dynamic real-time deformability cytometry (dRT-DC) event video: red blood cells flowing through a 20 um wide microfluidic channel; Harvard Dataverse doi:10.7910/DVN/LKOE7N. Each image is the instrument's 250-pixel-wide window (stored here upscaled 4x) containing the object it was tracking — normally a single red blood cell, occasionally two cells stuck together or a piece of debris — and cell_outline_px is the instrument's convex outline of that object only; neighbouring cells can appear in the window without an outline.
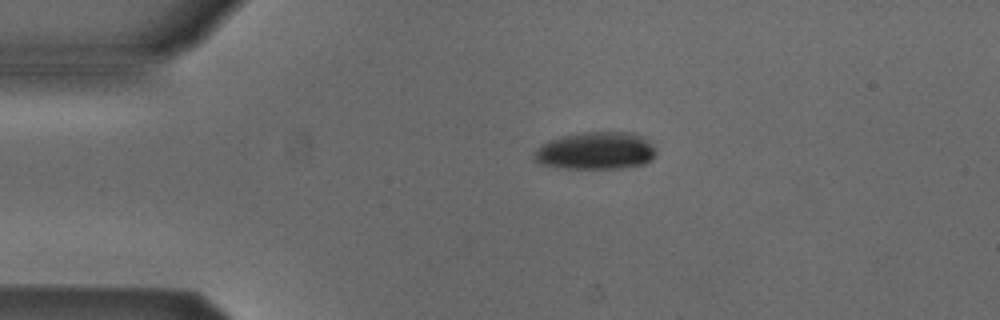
{"species": "Egyptian fruit bat (a non-hibernating species)", "species_latin": "Rousettus aegyptiacus", "temperature_condition": "cold", "stored_images_in_passage": 4, "camera_frame_rate_fps": 3000, "um_per_image_px": 0.085, "animal": {"sex": "male"}, "frame": {"image": 1, "passage_image": 3, "time_ms": 0.667, "image_size_px": [1000, 320], "cell_outline_px": [[656, 156], [652, 160], [644, 164], [628, 168], [556, 168], [540, 164], [532, 160], [540, 144], [564, 136], [584, 132], [632, 132], [640, 136], [652, 144], [656, 148]], "centroid_in_image_um": [50.66, 12.83], "position_along_channel_um": 34.3, "area_um2": 26.76}}